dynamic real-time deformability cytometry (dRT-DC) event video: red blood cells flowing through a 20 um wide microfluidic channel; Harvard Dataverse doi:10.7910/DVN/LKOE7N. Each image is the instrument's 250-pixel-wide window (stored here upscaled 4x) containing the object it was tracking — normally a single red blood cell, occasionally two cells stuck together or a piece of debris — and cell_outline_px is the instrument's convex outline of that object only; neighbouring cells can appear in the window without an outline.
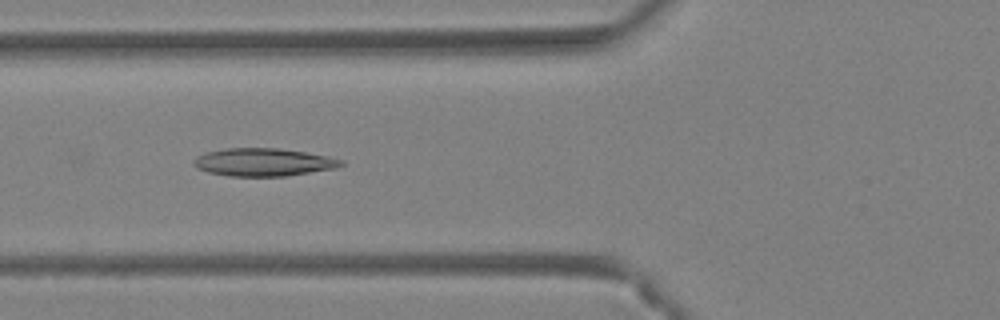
{"species": "Egyptian fruit bat (a non-hibernating species)", "species_latin": "Rousettus aegyptiacus", "temperature_condition": "warm", "stored_images_in_passage": 45, "camera_frame_rate_fps": 3000, "um_per_image_px": 0.085, "animal": {"sex": "female"}, "frame": {"image": 1, "passage_image": 17, "time_ms": 5.333, "image_size_px": [1000, 320], "cell_outline_px": [[344, 164], [336, 168], [284, 176], [228, 176], [208, 172], [196, 168], [192, 164], [192, 160], [196, 156], [204, 152], [228, 148], [276, 148], [304, 152], [328, 156], [344, 160]], "centroid_in_image_um": [22.34, 13.78], "position_along_channel_um": 103.5, "area_um2": 23.99}}
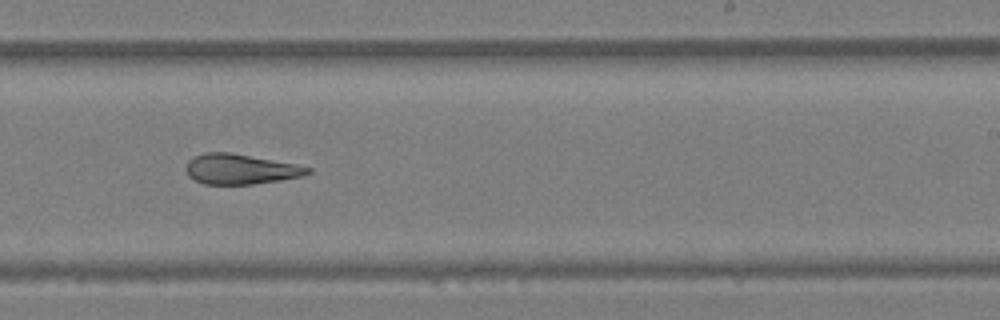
{"frame": {"image": 2, "passage_image": 28, "time_ms": 9.0, "image_size_px": [1000, 320], "cell_outline_px": [[312, 172], [300, 176], [280, 180], [252, 184], [204, 184], [188, 176], [184, 168], [188, 160], [192, 156], [204, 152], [228, 152], [296, 164], [312, 168]], "centroid_in_image_um": [20.38, 14.37], "position_along_channel_um": 268.6, "area_um2": 21.39}}
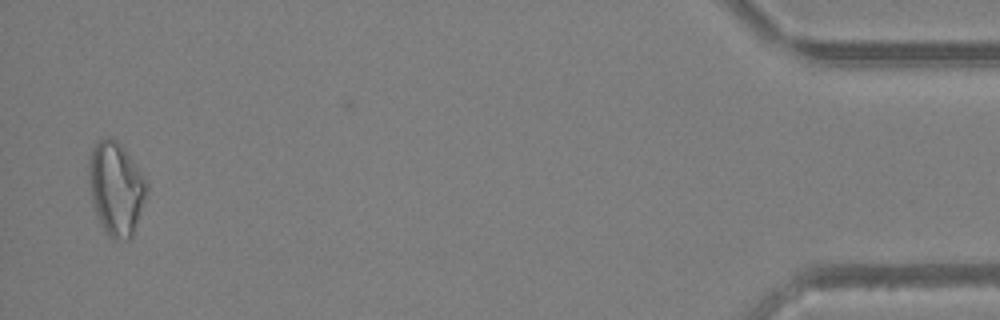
{"frame": {"image": 3, "passage_image": 44, "time_ms": 14.333, "image_size_px": [1000, 320], "cell_outline_px": [[148, 192], [132, 236], [128, 240], [116, 240], [108, 236], [96, 212], [92, 200], [88, 164], [88, 160], [92, 148], [100, 140], [116, 140], [124, 148], [148, 180]], "centroid_in_image_um": [9.9, 16.03], "position_along_channel_um": 425.3, "area_um2": 31.1}, "authors_computed_cell_mechanics": {"area_um2": 24.854, "velocity_mm_per_s": 4.501, "shape_relaxation_time_tau1_ms": null, "shape_relaxation_time_tau2_ms": 4.0586, "deformation_change_tau1": null, "deformation_change_tau2": 0.131}}